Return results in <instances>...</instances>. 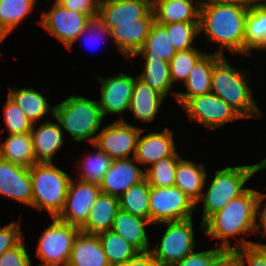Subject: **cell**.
I'll return each mask as SVG.
<instances>
[{"label": "cell", "instance_id": "51", "mask_svg": "<svg viewBox=\"0 0 266 266\" xmlns=\"http://www.w3.org/2000/svg\"><path fill=\"white\" fill-rule=\"evenodd\" d=\"M220 266H237L235 265V262L228 257Z\"/></svg>", "mask_w": 266, "mask_h": 266}, {"label": "cell", "instance_id": "45", "mask_svg": "<svg viewBox=\"0 0 266 266\" xmlns=\"http://www.w3.org/2000/svg\"><path fill=\"white\" fill-rule=\"evenodd\" d=\"M108 35L111 36V29L103 24L98 17H94L88 21L86 29L78 35L77 40L83 36L90 41L89 44H93V42L100 43V41H103Z\"/></svg>", "mask_w": 266, "mask_h": 266}, {"label": "cell", "instance_id": "14", "mask_svg": "<svg viewBox=\"0 0 266 266\" xmlns=\"http://www.w3.org/2000/svg\"><path fill=\"white\" fill-rule=\"evenodd\" d=\"M100 193L99 184L71 178L64 207L57 218L81 228Z\"/></svg>", "mask_w": 266, "mask_h": 266}, {"label": "cell", "instance_id": "20", "mask_svg": "<svg viewBox=\"0 0 266 266\" xmlns=\"http://www.w3.org/2000/svg\"><path fill=\"white\" fill-rule=\"evenodd\" d=\"M33 124L30 132L33 151L37 163H53V157L61 149L64 143L63 130L58 123L45 120L36 128Z\"/></svg>", "mask_w": 266, "mask_h": 266}, {"label": "cell", "instance_id": "6", "mask_svg": "<svg viewBox=\"0 0 266 266\" xmlns=\"http://www.w3.org/2000/svg\"><path fill=\"white\" fill-rule=\"evenodd\" d=\"M32 185V207L46 210L51 217L62 211L71 176L53 163H35L29 168Z\"/></svg>", "mask_w": 266, "mask_h": 266}, {"label": "cell", "instance_id": "29", "mask_svg": "<svg viewBox=\"0 0 266 266\" xmlns=\"http://www.w3.org/2000/svg\"><path fill=\"white\" fill-rule=\"evenodd\" d=\"M266 51V6L249 7L243 42V55L252 50Z\"/></svg>", "mask_w": 266, "mask_h": 266}, {"label": "cell", "instance_id": "54", "mask_svg": "<svg viewBox=\"0 0 266 266\" xmlns=\"http://www.w3.org/2000/svg\"><path fill=\"white\" fill-rule=\"evenodd\" d=\"M152 5L156 3L158 0H148Z\"/></svg>", "mask_w": 266, "mask_h": 266}, {"label": "cell", "instance_id": "28", "mask_svg": "<svg viewBox=\"0 0 266 266\" xmlns=\"http://www.w3.org/2000/svg\"><path fill=\"white\" fill-rule=\"evenodd\" d=\"M0 158L28 168L37 163L30 132L9 134L0 144Z\"/></svg>", "mask_w": 266, "mask_h": 266}, {"label": "cell", "instance_id": "38", "mask_svg": "<svg viewBox=\"0 0 266 266\" xmlns=\"http://www.w3.org/2000/svg\"><path fill=\"white\" fill-rule=\"evenodd\" d=\"M229 257L237 266H266V244L240 237Z\"/></svg>", "mask_w": 266, "mask_h": 266}, {"label": "cell", "instance_id": "36", "mask_svg": "<svg viewBox=\"0 0 266 266\" xmlns=\"http://www.w3.org/2000/svg\"><path fill=\"white\" fill-rule=\"evenodd\" d=\"M91 146L97 148V151L83 157L84 159H82L80 166H78L80 172L78 180L100 184L113 159L95 144H91Z\"/></svg>", "mask_w": 266, "mask_h": 266}, {"label": "cell", "instance_id": "10", "mask_svg": "<svg viewBox=\"0 0 266 266\" xmlns=\"http://www.w3.org/2000/svg\"><path fill=\"white\" fill-rule=\"evenodd\" d=\"M97 17L110 29L116 26H152L155 16L148 0H101Z\"/></svg>", "mask_w": 266, "mask_h": 266}, {"label": "cell", "instance_id": "11", "mask_svg": "<svg viewBox=\"0 0 266 266\" xmlns=\"http://www.w3.org/2000/svg\"><path fill=\"white\" fill-rule=\"evenodd\" d=\"M189 120L216 130L231 121L244 119L235 109L213 93L189 98L182 106Z\"/></svg>", "mask_w": 266, "mask_h": 266}, {"label": "cell", "instance_id": "33", "mask_svg": "<svg viewBox=\"0 0 266 266\" xmlns=\"http://www.w3.org/2000/svg\"><path fill=\"white\" fill-rule=\"evenodd\" d=\"M170 41L167 29L155 21L142 48L134 56L162 58L169 62L176 54Z\"/></svg>", "mask_w": 266, "mask_h": 266}, {"label": "cell", "instance_id": "13", "mask_svg": "<svg viewBox=\"0 0 266 266\" xmlns=\"http://www.w3.org/2000/svg\"><path fill=\"white\" fill-rule=\"evenodd\" d=\"M141 130L121 116L98 133L94 144L111 159L129 158L131 154L134 157Z\"/></svg>", "mask_w": 266, "mask_h": 266}, {"label": "cell", "instance_id": "52", "mask_svg": "<svg viewBox=\"0 0 266 266\" xmlns=\"http://www.w3.org/2000/svg\"><path fill=\"white\" fill-rule=\"evenodd\" d=\"M6 37L7 36L3 32L0 31V44L3 42L4 39H6ZM0 54H1V52H0Z\"/></svg>", "mask_w": 266, "mask_h": 266}, {"label": "cell", "instance_id": "39", "mask_svg": "<svg viewBox=\"0 0 266 266\" xmlns=\"http://www.w3.org/2000/svg\"><path fill=\"white\" fill-rule=\"evenodd\" d=\"M168 32V37L171 40L176 51H184L193 46V41L199 33V22H174L163 25Z\"/></svg>", "mask_w": 266, "mask_h": 266}, {"label": "cell", "instance_id": "17", "mask_svg": "<svg viewBox=\"0 0 266 266\" xmlns=\"http://www.w3.org/2000/svg\"><path fill=\"white\" fill-rule=\"evenodd\" d=\"M0 195L32 206V185L28 167L0 158Z\"/></svg>", "mask_w": 266, "mask_h": 266}, {"label": "cell", "instance_id": "7", "mask_svg": "<svg viewBox=\"0 0 266 266\" xmlns=\"http://www.w3.org/2000/svg\"><path fill=\"white\" fill-rule=\"evenodd\" d=\"M156 225H164L166 229L161 240L150 252L161 266H173L197 246L194 238L193 218L167 221Z\"/></svg>", "mask_w": 266, "mask_h": 266}, {"label": "cell", "instance_id": "9", "mask_svg": "<svg viewBox=\"0 0 266 266\" xmlns=\"http://www.w3.org/2000/svg\"><path fill=\"white\" fill-rule=\"evenodd\" d=\"M149 208L150 222L156 225L167 221L193 218L196 203L175 185L151 186Z\"/></svg>", "mask_w": 266, "mask_h": 266}, {"label": "cell", "instance_id": "1", "mask_svg": "<svg viewBox=\"0 0 266 266\" xmlns=\"http://www.w3.org/2000/svg\"><path fill=\"white\" fill-rule=\"evenodd\" d=\"M258 191L249 188L244 194L211 215L204 223L205 234L222 241L221 249L228 255L234 250L229 240L239 234H253L258 229Z\"/></svg>", "mask_w": 266, "mask_h": 266}, {"label": "cell", "instance_id": "35", "mask_svg": "<svg viewBox=\"0 0 266 266\" xmlns=\"http://www.w3.org/2000/svg\"><path fill=\"white\" fill-rule=\"evenodd\" d=\"M98 237L111 266L122 264L139 253L134 246L112 230L101 232Z\"/></svg>", "mask_w": 266, "mask_h": 266}, {"label": "cell", "instance_id": "48", "mask_svg": "<svg viewBox=\"0 0 266 266\" xmlns=\"http://www.w3.org/2000/svg\"><path fill=\"white\" fill-rule=\"evenodd\" d=\"M264 199H266V194L261 193L258 191V209H257V215H258V229L260 232V237L265 238L266 237V203L264 204V208L261 209L260 206H262ZM262 230V231H261ZM262 233V235H261Z\"/></svg>", "mask_w": 266, "mask_h": 266}, {"label": "cell", "instance_id": "25", "mask_svg": "<svg viewBox=\"0 0 266 266\" xmlns=\"http://www.w3.org/2000/svg\"><path fill=\"white\" fill-rule=\"evenodd\" d=\"M195 1L158 0L152 5L155 21L161 25L174 22H199L200 7L197 0Z\"/></svg>", "mask_w": 266, "mask_h": 266}, {"label": "cell", "instance_id": "26", "mask_svg": "<svg viewBox=\"0 0 266 266\" xmlns=\"http://www.w3.org/2000/svg\"><path fill=\"white\" fill-rule=\"evenodd\" d=\"M203 163L195 164L182 157L178 160L174 185L195 203L200 199L206 185L207 171Z\"/></svg>", "mask_w": 266, "mask_h": 266}, {"label": "cell", "instance_id": "40", "mask_svg": "<svg viewBox=\"0 0 266 266\" xmlns=\"http://www.w3.org/2000/svg\"><path fill=\"white\" fill-rule=\"evenodd\" d=\"M201 50L191 48L184 51H176V54L169 61L170 78L173 82L187 80V77L196 61L204 54Z\"/></svg>", "mask_w": 266, "mask_h": 266}, {"label": "cell", "instance_id": "5", "mask_svg": "<svg viewBox=\"0 0 266 266\" xmlns=\"http://www.w3.org/2000/svg\"><path fill=\"white\" fill-rule=\"evenodd\" d=\"M54 119L62 130L68 132L74 141L83 140L94 144L103 122V116L98 104L79 95H71L54 107Z\"/></svg>", "mask_w": 266, "mask_h": 266}, {"label": "cell", "instance_id": "46", "mask_svg": "<svg viewBox=\"0 0 266 266\" xmlns=\"http://www.w3.org/2000/svg\"><path fill=\"white\" fill-rule=\"evenodd\" d=\"M69 10L81 12L91 18L97 17L100 0H56Z\"/></svg>", "mask_w": 266, "mask_h": 266}, {"label": "cell", "instance_id": "41", "mask_svg": "<svg viewBox=\"0 0 266 266\" xmlns=\"http://www.w3.org/2000/svg\"><path fill=\"white\" fill-rule=\"evenodd\" d=\"M3 111L5 126L9 134L31 132L33 123L8 95Z\"/></svg>", "mask_w": 266, "mask_h": 266}, {"label": "cell", "instance_id": "3", "mask_svg": "<svg viewBox=\"0 0 266 266\" xmlns=\"http://www.w3.org/2000/svg\"><path fill=\"white\" fill-rule=\"evenodd\" d=\"M262 169H266V158L252 165L224 167L214 174L213 180L207 187V192H202L196 203V209L201 201L203 203V215L200 221L202 231L203 223L211 215L225 207L229 201L244 194L249 189V187L244 188L247 181Z\"/></svg>", "mask_w": 266, "mask_h": 266}, {"label": "cell", "instance_id": "44", "mask_svg": "<svg viewBox=\"0 0 266 266\" xmlns=\"http://www.w3.org/2000/svg\"><path fill=\"white\" fill-rule=\"evenodd\" d=\"M30 255L23 240L15 247L6 250L0 256V266H30Z\"/></svg>", "mask_w": 266, "mask_h": 266}, {"label": "cell", "instance_id": "31", "mask_svg": "<svg viewBox=\"0 0 266 266\" xmlns=\"http://www.w3.org/2000/svg\"><path fill=\"white\" fill-rule=\"evenodd\" d=\"M152 26H116L111 36L118 52L127 59L133 57L143 46Z\"/></svg>", "mask_w": 266, "mask_h": 266}, {"label": "cell", "instance_id": "50", "mask_svg": "<svg viewBox=\"0 0 266 266\" xmlns=\"http://www.w3.org/2000/svg\"><path fill=\"white\" fill-rule=\"evenodd\" d=\"M249 7L266 6V0H246Z\"/></svg>", "mask_w": 266, "mask_h": 266}, {"label": "cell", "instance_id": "12", "mask_svg": "<svg viewBox=\"0 0 266 266\" xmlns=\"http://www.w3.org/2000/svg\"><path fill=\"white\" fill-rule=\"evenodd\" d=\"M90 19L89 15L66 9L55 0L49 12L43 11L42 19L37 23L61 41L66 49L71 50L73 43L86 29Z\"/></svg>", "mask_w": 266, "mask_h": 266}, {"label": "cell", "instance_id": "21", "mask_svg": "<svg viewBox=\"0 0 266 266\" xmlns=\"http://www.w3.org/2000/svg\"><path fill=\"white\" fill-rule=\"evenodd\" d=\"M67 266H111L98 234L79 231L73 242Z\"/></svg>", "mask_w": 266, "mask_h": 266}, {"label": "cell", "instance_id": "42", "mask_svg": "<svg viewBox=\"0 0 266 266\" xmlns=\"http://www.w3.org/2000/svg\"><path fill=\"white\" fill-rule=\"evenodd\" d=\"M229 255L220 247L204 251H193L173 266H220Z\"/></svg>", "mask_w": 266, "mask_h": 266}, {"label": "cell", "instance_id": "47", "mask_svg": "<svg viewBox=\"0 0 266 266\" xmlns=\"http://www.w3.org/2000/svg\"><path fill=\"white\" fill-rule=\"evenodd\" d=\"M114 266H161L150 251L139 252L132 259Z\"/></svg>", "mask_w": 266, "mask_h": 266}, {"label": "cell", "instance_id": "30", "mask_svg": "<svg viewBox=\"0 0 266 266\" xmlns=\"http://www.w3.org/2000/svg\"><path fill=\"white\" fill-rule=\"evenodd\" d=\"M144 59L143 71L137 77L166 98L168 91L173 87L169 62L156 57H144Z\"/></svg>", "mask_w": 266, "mask_h": 266}, {"label": "cell", "instance_id": "37", "mask_svg": "<svg viewBox=\"0 0 266 266\" xmlns=\"http://www.w3.org/2000/svg\"><path fill=\"white\" fill-rule=\"evenodd\" d=\"M180 155H170L161 158L150 167H145V179L150 186L170 187L174 186L176 168Z\"/></svg>", "mask_w": 266, "mask_h": 266}, {"label": "cell", "instance_id": "49", "mask_svg": "<svg viewBox=\"0 0 266 266\" xmlns=\"http://www.w3.org/2000/svg\"><path fill=\"white\" fill-rule=\"evenodd\" d=\"M199 7L210 5H248L246 0H197Z\"/></svg>", "mask_w": 266, "mask_h": 266}, {"label": "cell", "instance_id": "24", "mask_svg": "<svg viewBox=\"0 0 266 266\" xmlns=\"http://www.w3.org/2000/svg\"><path fill=\"white\" fill-rule=\"evenodd\" d=\"M119 210V198L101 192L91 207L86 223L80 228L81 231L99 234L111 230Z\"/></svg>", "mask_w": 266, "mask_h": 266}, {"label": "cell", "instance_id": "34", "mask_svg": "<svg viewBox=\"0 0 266 266\" xmlns=\"http://www.w3.org/2000/svg\"><path fill=\"white\" fill-rule=\"evenodd\" d=\"M38 0H0V31L10 34L31 12Z\"/></svg>", "mask_w": 266, "mask_h": 266}, {"label": "cell", "instance_id": "19", "mask_svg": "<svg viewBox=\"0 0 266 266\" xmlns=\"http://www.w3.org/2000/svg\"><path fill=\"white\" fill-rule=\"evenodd\" d=\"M222 55L214 53H204L194 64L187 80L184 82L187 92H173L172 95L179 103L180 107L192 97L210 93L211 76L214 63Z\"/></svg>", "mask_w": 266, "mask_h": 266}, {"label": "cell", "instance_id": "23", "mask_svg": "<svg viewBox=\"0 0 266 266\" xmlns=\"http://www.w3.org/2000/svg\"><path fill=\"white\" fill-rule=\"evenodd\" d=\"M164 98L159 91L151 88L136 76L129 111L136 119L151 122L156 118Z\"/></svg>", "mask_w": 266, "mask_h": 266}, {"label": "cell", "instance_id": "8", "mask_svg": "<svg viewBox=\"0 0 266 266\" xmlns=\"http://www.w3.org/2000/svg\"><path fill=\"white\" fill-rule=\"evenodd\" d=\"M52 219L38 240L36 256L43 265L67 266L73 242L81 229L57 217Z\"/></svg>", "mask_w": 266, "mask_h": 266}, {"label": "cell", "instance_id": "27", "mask_svg": "<svg viewBox=\"0 0 266 266\" xmlns=\"http://www.w3.org/2000/svg\"><path fill=\"white\" fill-rule=\"evenodd\" d=\"M8 96L33 124H36L37 121L39 122L48 113L54 116L55 106H50L44 95L33 87L21 89L9 88Z\"/></svg>", "mask_w": 266, "mask_h": 266}, {"label": "cell", "instance_id": "18", "mask_svg": "<svg viewBox=\"0 0 266 266\" xmlns=\"http://www.w3.org/2000/svg\"><path fill=\"white\" fill-rule=\"evenodd\" d=\"M141 130L135 152V160L139 165L154 164L161 158L180 155L174 141V132L166 127L162 132H151L142 136ZM142 136V137H141Z\"/></svg>", "mask_w": 266, "mask_h": 266}, {"label": "cell", "instance_id": "4", "mask_svg": "<svg viewBox=\"0 0 266 266\" xmlns=\"http://www.w3.org/2000/svg\"><path fill=\"white\" fill-rule=\"evenodd\" d=\"M246 72L233 67L222 55L213 65L210 92L224 100L244 119L262 117L253 98Z\"/></svg>", "mask_w": 266, "mask_h": 266}, {"label": "cell", "instance_id": "16", "mask_svg": "<svg viewBox=\"0 0 266 266\" xmlns=\"http://www.w3.org/2000/svg\"><path fill=\"white\" fill-rule=\"evenodd\" d=\"M134 157L113 159L110 168L99 184L101 192L120 197L131 186L145 179V171L136 164Z\"/></svg>", "mask_w": 266, "mask_h": 266}, {"label": "cell", "instance_id": "53", "mask_svg": "<svg viewBox=\"0 0 266 266\" xmlns=\"http://www.w3.org/2000/svg\"><path fill=\"white\" fill-rule=\"evenodd\" d=\"M30 266H33L32 265V262L30 263ZM38 266H55V265H43V264H39Z\"/></svg>", "mask_w": 266, "mask_h": 266}, {"label": "cell", "instance_id": "15", "mask_svg": "<svg viewBox=\"0 0 266 266\" xmlns=\"http://www.w3.org/2000/svg\"><path fill=\"white\" fill-rule=\"evenodd\" d=\"M101 84V96L98 101L103 118L108 114L122 115L129 110L134 77L124 73L108 78L96 76Z\"/></svg>", "mask_w": 266, "mask_h": 266}, {"label": "cell", "instance_id": "22", "mask_svg": "<svg viewBox=\"0 0 266 266\" xmlns=\"http://www.w3.org/2000/svg\"><path fill=\"white\" fill-rule=\"evenodd\" d=\"M148 225H152L149 220L120 209L113 220L111 230L124 238L139 252H148L151 249L145 228Z\"/></svg>", "mask_w": 266, "mask_h": 266}, {"label": "cell", "instance_id": "2", "mask_svg": "<svg viewBox=\"0 0 266 266\" xmlns=\"http://www.w3.org/2000/svg\"><path fill=\"white\" fill-rule=\"evenodd\" d=\"M248 5H210L199 9V33L204 32L207 41L219 43L217 54L229 50L232 55L243 54L245 21Z\"/></svg>", "mask_w": 266, "mask_h": 266}, {"label": "cell", "instance_id": "32", "mask_svg": "<svg viewBox=\"0 0 266 266\" xmlns=\"http://www.w3.org/2000/svg\"><path fill=\"white\" fill-rule=\"evenodd\" d=\"M150 190L146 179L131 186L119 197L120 209L150 221Z\"/></svg>", "mask_w": 266, "mask_h": 266}, {"label": "cell", "instance_id": "43", "mask_svg": "<svg viewBox=\"0 0 266 266\" xmlns=\"http://www.w3.org/2000/svg\"><path fill=\"white\" fill-rule=\"evenodd\" d=\"M19 221L10 222L8 225L0 227V256L3 252L17 246L25 237L21 232Z\"/></svg>", "mask_w": 266, "mask_h": 266}]
</instances>
